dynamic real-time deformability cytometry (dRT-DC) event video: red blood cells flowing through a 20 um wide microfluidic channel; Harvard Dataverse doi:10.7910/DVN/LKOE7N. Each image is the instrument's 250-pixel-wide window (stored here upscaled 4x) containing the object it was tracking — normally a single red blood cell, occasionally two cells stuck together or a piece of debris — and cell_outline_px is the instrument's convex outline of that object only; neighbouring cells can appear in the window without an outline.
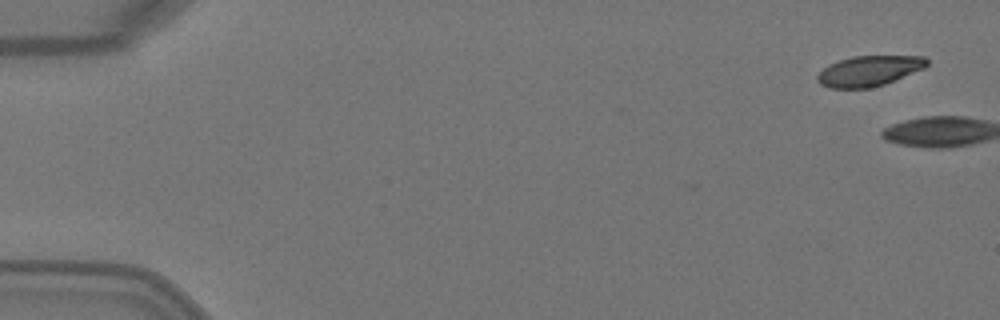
{"species": "Egyptian fruit bat (a non-hibernating species)", "species_latin": "Rousettus aegyptiacus", "temperature_condition": "warm", "stored_images_in_passage": 5, "camera_frame_rate_fps": 3000, "um_per_image_px": 0.085, "animal": {"sex": "female"}, "frame": {"image": 1, "passage_image": 1, "time_ms": 0.0, "image_size_px": [1000, 320], "cell_outline_px": [[928, 64], [924, 68], [884, 84], [868, 88], [828, 88], [820, 84], [816, 80], [816, 76], [828, 64], [852, 56], [924, 56], [928, 60]], "centroid_in_image_um": [73.84, 6.02], "position_along_channel_um": 11.2, "area_um2": 19.31}}